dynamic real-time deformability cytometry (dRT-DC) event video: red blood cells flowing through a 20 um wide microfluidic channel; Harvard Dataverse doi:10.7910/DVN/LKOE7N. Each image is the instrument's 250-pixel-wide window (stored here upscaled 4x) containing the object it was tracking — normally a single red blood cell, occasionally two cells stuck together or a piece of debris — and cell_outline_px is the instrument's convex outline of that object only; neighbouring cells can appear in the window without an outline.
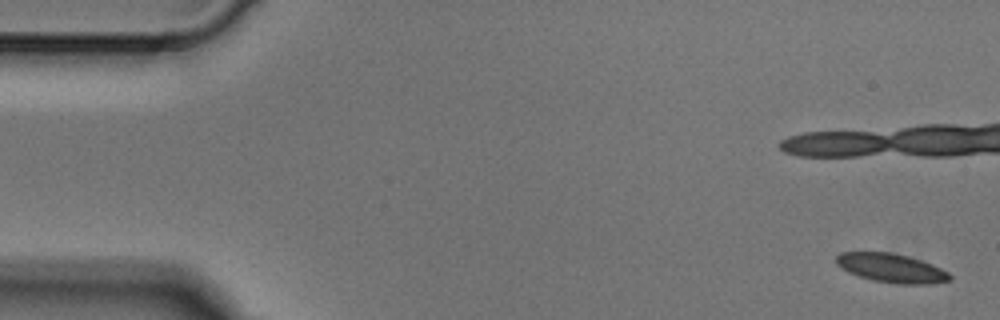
{"species": "Egyptian fruit bat (a non-hibernating species)", "species_latin": "Rousettus aegyptiacus", "temperature_condition": "cold", "stored_images_in_passage": 6, "camera_frame_rate_fps": 3000, "um_per_image_px": 0.085, "animal": {"sex": "male"}, "frame": {"image": 1, "passage_image": 1, "time_ms": 0.0, "image_size_px": [1000, 320], "cell_outline_px": [[952, 280], [932, 284], [896, 284], [872, 280], [848, 272], [836, 264], [836, 256], [840, 252], [892, 252], [908, 256], [932, 264], [948, 272], [952, 276]], "centroid_in_image_um": [75.78, 22.79], "position_along_channel_um": 9.2, "area_um2": 19.25}}